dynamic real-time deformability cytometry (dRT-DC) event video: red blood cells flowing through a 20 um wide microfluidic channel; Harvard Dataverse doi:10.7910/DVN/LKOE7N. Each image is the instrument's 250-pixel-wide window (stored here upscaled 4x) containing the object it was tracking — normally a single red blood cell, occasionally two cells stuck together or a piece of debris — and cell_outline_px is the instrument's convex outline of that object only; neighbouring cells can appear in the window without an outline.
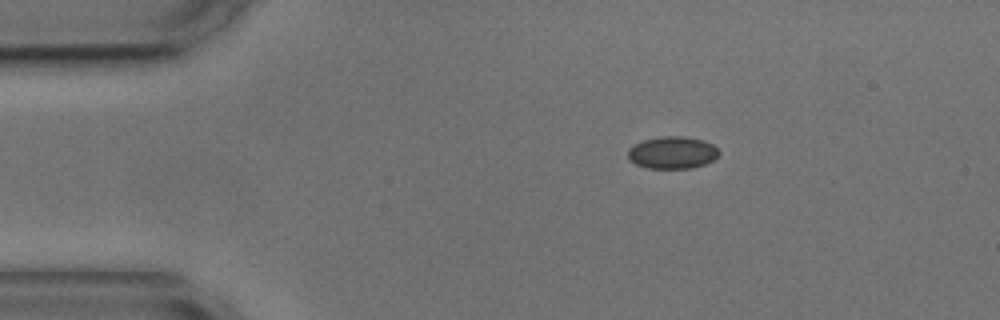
{"species": "common noctule bat (a hibernating species)", "species_latin": "Nyctalus noctula", "temperature_condition": "cold", "stored_images_in_passage": 47, "camera_frame_rate_fps": 3000, "um_per_image_px": 0.085, "animal": {"sex": "male", "body_mass_g": 17.9, "forearm_length_mm": 54.2}, "frame": {"image": 1, "passage_image": 1, "time_ms": 0.0, "image_size_px": [1000, 320], "cell_outline_px": [[720, 152], [712, 160], [704, 164], [692, 168], [648, 168], [636, 164], [628, 160], [628, 148], [644, 140], [660, 136], [684, 136], [704, 140], [712, 144]], "centroid_in_image_um": [57.13, 12.96], "position_along_channel_um": 27.9, "area_um2": 17.05}}
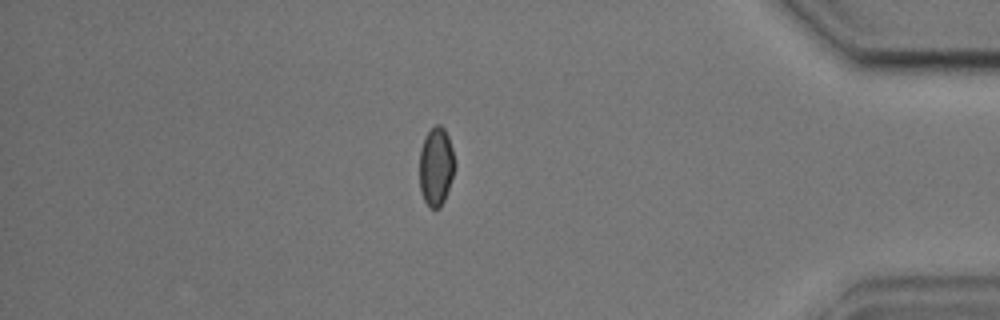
{"frame": {"image": 2, "passage_image": 39, "time_ms": 12.667, "image_size_px": [1000, 320], "cell_outline_px": [[456, 164], [444, 200], [440, 208], [428, 208], [424, 200], [420, 188], [420, 148], [428, 132], [436, 124], [440, 124], [444, 128], [448, 136], [452, 148]], "centroid_in_image_um": [37.07, 14.15], "position_along_channel_um": 398.1, "area_um2": 16.07}}
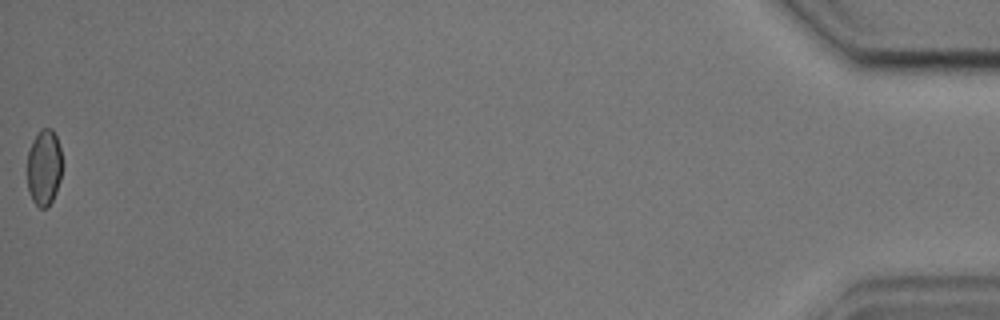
{"frame": {"image": 3, "passage_image": 47, "time_ms": 15.333, "image_size_px": [1000, 320], "cell_outline_px": [[64, 164], [60, 180], [56, 192], [48, 208], [40, 208], [32, 200], [28, 192], [28, 152], [32, 140], [40, 128], [52, 128], [56, 136], [60, 148]], "centroid_in_image_um": [3.77, 14.22], "position_along_channel_um": 431.4, "area_um2": 15.9}, "authors_computed_cell_mechanics": {"area_um2": 16.7042, "velocity_mm_per_s": 3.6038, "shape_relaxation_time_tau1_ms": null, "shape_relaxation_time_tau2_ms": 4.0639, "deformation_change_tau1": null, "deformation_change_tau2": 0.0431}}